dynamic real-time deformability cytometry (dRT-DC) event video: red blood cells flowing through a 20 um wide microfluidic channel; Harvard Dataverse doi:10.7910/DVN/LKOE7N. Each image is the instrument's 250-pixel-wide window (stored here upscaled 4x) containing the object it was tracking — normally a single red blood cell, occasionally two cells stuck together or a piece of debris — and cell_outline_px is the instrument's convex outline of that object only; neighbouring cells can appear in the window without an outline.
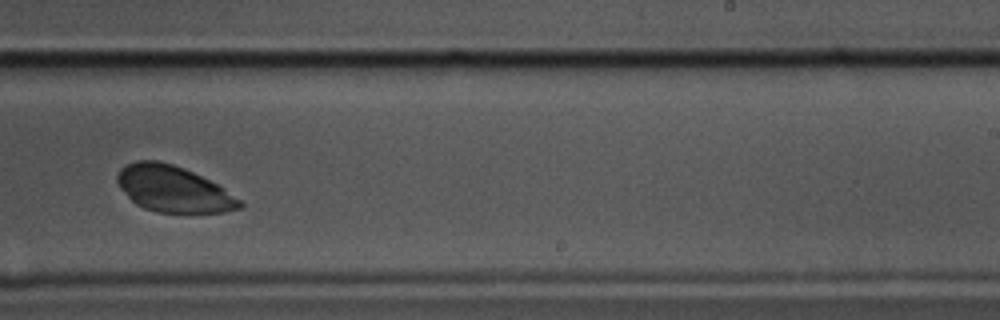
{"species": "common noctule bat (a hibernating species)", "species_latin": "Nyctalus noctula", "temperature_condition": "cold", "stored_images_in_passage": 54, "camera_frame_rate_fps": 3000, "um_per_image_px": 0.085, "animal": {"sex": "male", "body_mass_g": 17.5, "forearm_length_mm": 52.3}, "frame": {"image": 1, "passage_image": 31, "time_ms": 10.0, "image_size_px": [1000, 320], "cell_outline_px": [[244, 204], [240, 208], [224, 212], [156, 212], [144, 208], [136, 204], [120, 188], [116, 180], [116, 176], [120, 168], [136, 160], [156, 160], [172, 164], [184, 168], [224, 188], [240, 200]], "centroid_in_image_um": [14.7, 16.06], "position_along_channel_um": 274.3, "area_um2": 32.6}}